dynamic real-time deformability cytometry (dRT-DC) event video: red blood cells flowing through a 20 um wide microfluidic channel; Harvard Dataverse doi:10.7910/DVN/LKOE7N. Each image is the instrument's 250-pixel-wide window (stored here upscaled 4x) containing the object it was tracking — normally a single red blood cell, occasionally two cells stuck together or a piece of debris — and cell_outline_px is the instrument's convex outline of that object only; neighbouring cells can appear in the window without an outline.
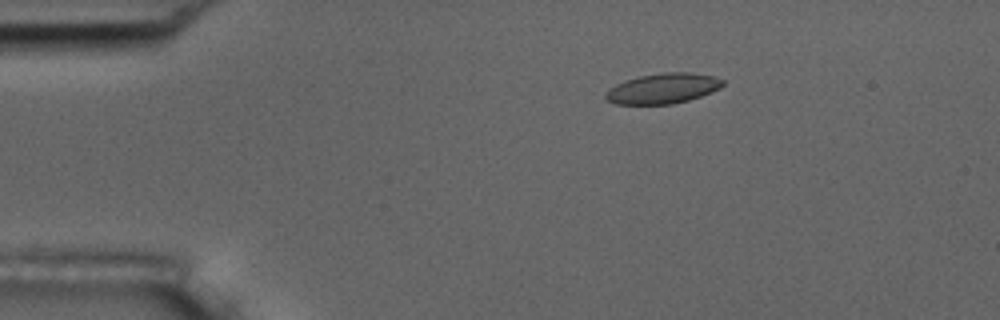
{"species": "common noctule bat (a hibernating species)", "species_latin": "Nyctalus noctula", "temperature_condition": "room temperature", "stored_images_in_passage": 46, "camera_frame_rate_fps": 3000, "um_per_image_px": 0.085, "animal": {"sex": "male", "body_mass_g": 17.5, "forearm_length_mm": 52.3}, "frame": {"image": 1, "passage_image": 1, "time_ms": 0.0, "image_size_px": [1000, 320], "cell_outline_px": [[724, 84], [720, 88], [700, 96], [688, 100], [672, 104], [616, 104], [608, 100], [604, 96], [616, 84], [624, 80], [640, 76], [664, 72], [688, 72], [712, 76], [724, 80]], "centroid_in_image_um": [56.36, 7.51], "position_along_channel_um": 28.6, "area_um2": 20.4}}
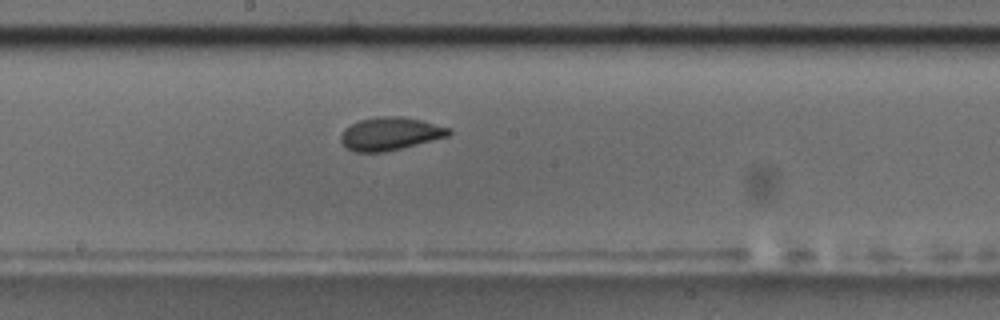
{"frame": {"image": 2, "passage_image": 21, "time_ms": 6.667, "image_size_px": [1000, 320], "cell_outline_px": [[452, 132], [448, 136], [384, 152], [356, 152], [344, 148], [340, 140], [340, 136], [344, 128], [360, 120], [376, 116], [400, 116], [420, 120], [452, 128]], "centroid_in_image_um": [33.13, 11.36], "position_along_channel_um": 215.1, "area_um2": 20.75}}
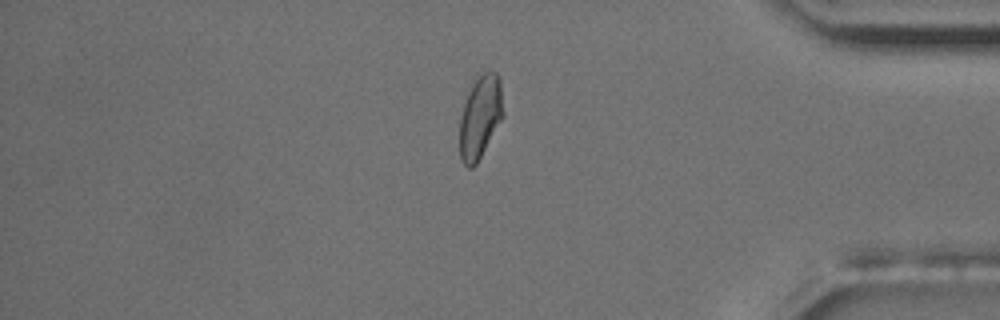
{"frame": {"image": 3, "passage_image": 38, "time_ms": 12.333, "image_size_px": [1000, 320], "cell_outline_px": [[504, 116], [476, 164], [472, 168], [468, 168], [460, 160], [460, 116], [468, 92], [476, 72], [496, 72], [500, 76], [504, 112]], "centroid_in_image_um": [40.83, 9.88], "position_along_channel_um": 394.4, "area_um2": 21.44}, "authors_computed_cell_mechanics": {"area_um2": 20.6346, "velocity_mm_per_s": 3.6463, "shape_relaxation_time_tau1_ms": 5.0322, "shape_relaxation_time_tau2_ms": 1.1122, "deformation_change_tau1": 0.1255, "deformation_change_tau2": 0.0561}}